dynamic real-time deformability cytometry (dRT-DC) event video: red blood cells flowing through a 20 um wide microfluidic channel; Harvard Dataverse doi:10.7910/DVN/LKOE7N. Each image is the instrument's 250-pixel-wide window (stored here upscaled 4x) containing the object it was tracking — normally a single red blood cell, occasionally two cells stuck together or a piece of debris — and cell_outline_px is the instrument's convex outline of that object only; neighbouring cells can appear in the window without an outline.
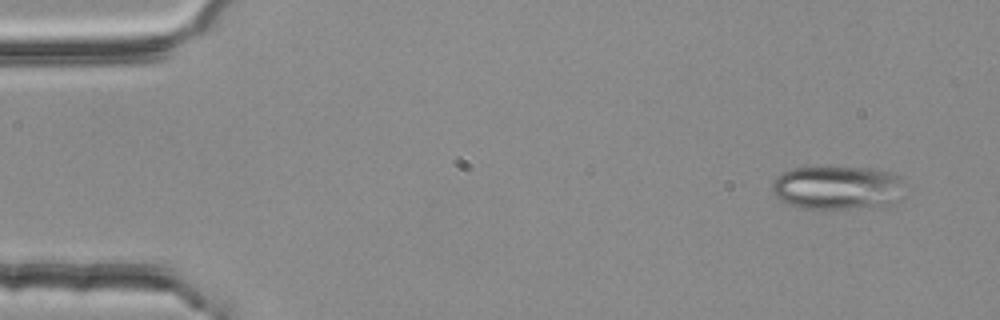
{"species": "common noctule bat (a hibernating species)", "species_latin": "Nyctalus noctula", "temperature_condition": "room temperature", "stored_images_in_passage": 4, "camera_frame_rate_fps": 3000, "um_per_image_px": 0.085, "animal": {"sex": "female", "body_mass_g": 25.1}, "frame": {"image": 1, "passage_image": 1, "time_ms": 0.0, "image_size_px": [1000, 320], "cell_outline_px": [[908, 196], [884, 208], [800, 208], [788, 204], [780, 200], [776, 196], [772, 188], [772, 184], [776, 176], [792, 168], [824, 164], [876, 168], [900, 172], [904, 176]], "centroid_in_image_um": [71.38, 15.9], "position_along_channel_um": 13.6, "area_um2": 36.36}}